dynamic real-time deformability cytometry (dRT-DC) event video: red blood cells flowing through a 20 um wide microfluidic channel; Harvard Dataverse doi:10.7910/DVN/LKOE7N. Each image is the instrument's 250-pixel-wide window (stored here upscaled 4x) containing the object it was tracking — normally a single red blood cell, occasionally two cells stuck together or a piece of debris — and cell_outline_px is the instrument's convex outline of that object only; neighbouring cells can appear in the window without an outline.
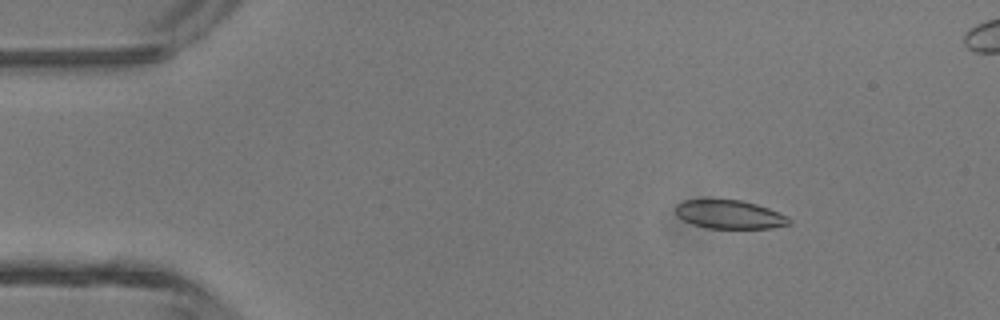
{"species": "common noctule bat (a hibernating species)", "species_latin": "Nyctalus noctula", "temperature_condition": "room temperature", "stored_images_in_passage": 5, "camera_frame_rate_fps": 3000, "um_per_image_px": 0.085, "animal": {"sex": "male", "body_mass_g": 13.3}, "frame": {"image": 1, "passage_image": 2, "time_ms": 0.333, "image_size_px": [1000, 320], "cell_outline_px": [[792, 224], [772, 228], [708, 228], [692, 224], [684, 220], [676, 212], [676, 204], [684, 200], [740, 200], [756, 204], [768, 208], [788, 216], [792, 220]], "centroid_in_image_um": [62.06, 18.24], "position_along_channel_um": 22.9, "area_um2": 18.79}}